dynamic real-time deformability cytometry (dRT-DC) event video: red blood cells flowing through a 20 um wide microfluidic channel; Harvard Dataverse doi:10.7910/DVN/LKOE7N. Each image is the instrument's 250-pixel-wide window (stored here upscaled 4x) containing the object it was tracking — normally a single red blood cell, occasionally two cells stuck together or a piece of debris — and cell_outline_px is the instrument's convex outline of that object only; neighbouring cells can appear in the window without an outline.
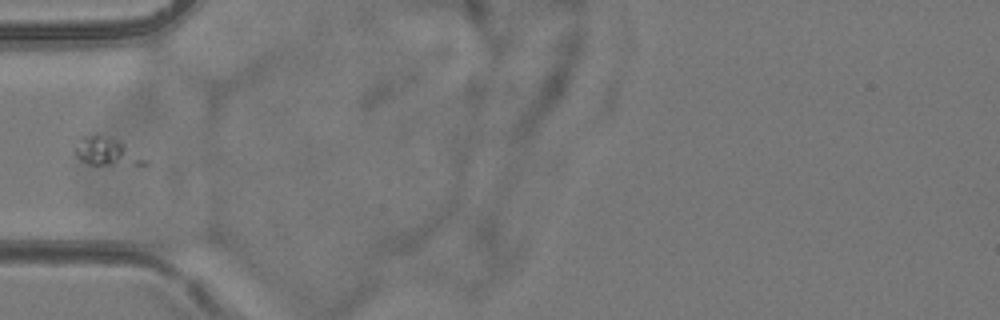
{"species": "common noctule bat (a hibernating species)", "species_latin": "Nyctalus noctula", "temperature_condition": "room temperature", "stored_images_in_passage": 1, "camera_frame_rate_fps": 3000, "um_per_image_px": 0.085, "animal": {"sex": "female", "body_mass_g": 24.6, "forearm_length_mm": 56.2}, "frame": {"image": 1, "passage_image": 1, "time_ms": 0.0, "image_size_px": [1000, 320], "cell_outline_px": [[148, 164], [112, 168], [88, 164], [80, 160], [76, 156], [76, 148], [80, 136], [96, 132], [120, 140], [144, 160]], "centroid_in_image_um": [9.03, 12.91], "position_along_channel_um": 76.0, "area_um2": 12.02}}